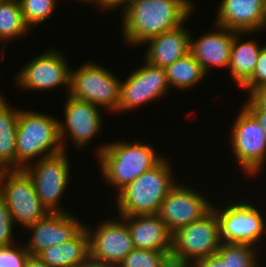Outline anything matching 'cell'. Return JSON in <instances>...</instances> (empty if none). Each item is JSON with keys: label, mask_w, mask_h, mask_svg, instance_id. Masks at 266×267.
Segmentation results:
<instances>
[{"label": "cell", "mask_w": 266, "mask_h": 267, "mask_svg": "<svg viewBox=\"0 0 266 267\" xmlns=\"http://www.w3.org/2000/svg\"><path fill=\"white\" fill-rule=\"evenodd\" d=\"M122 6V37L140 45L183 25L194 5L191 0H126Z\"/></svg>", "instance_id": "6da1fadb"}, {"label": "cell", "mask_w": 266, "mask_h": 267, "mask_svg": "<svg viewBox=\"0 0 266 267\" xmlns=\"http://www.w3.org/2000/svg\"><path fill=\"white\" fill-rule=\"evenodd\" d=\"M98 149L97 157L103 178L118 191L164 158L156 154L152 146L141 144L139 141L132 143L117 141Z\"/></svg>", "instance_id": "7a4b0ae2"}, {"label": "cell", "mask_w": 266, "mask_h": 267, "mask_svg": "<svg viewBox=\"0 0 266 267\" xmlns=\"http://www.w3.org/2000/svg\"><path fill=\"white\" fill-rule=\"evenodd\" d=\"M165 157L152 169L129 183L117 196L119 216L157 214L160 204L175 186Z\"/></svg>", "instance_id": "3957f363"}, {"label": "cell", "mask_w": 266, "mask_h": 267, "mask_svg": "<svg viewBox=\"0 0 266 267\" xmlns=\"http://www.w3.org/2000/svg\"><path fill=\"white\" fill-rule=\"evenodd\" d=\"M56 118L34 111L19 110L16 132V170L29 165L33 157L41 158L63 151Z\"/></svg>", "instance_id": "277c9868"}, {"label": "cell", "mask_w": 266, "mask_h": 267, "mask_svg": "<svg viewBox=\"0 0 266 267\" xmlns=\"http://www.w3.org/2000/svg\"><path fill=\"white\" fill-rule=\"evenodd\" d=\"M221 243L219 221L212 209L200 220L173 233L171 262L174 267H192L199 260L216 254Z\"/></svg>", "instance_id": "5b68a950"}, {"label": "cell", "mask_w": 266, "mask_h": 267, "mask_svg": "<svg viewBox=\"0 0 266 267\" xmlns=\"http://www.w3.org/2000/svg\"><path fill=\"white\" fill-rule=\"evenodd\" d=\"M120 85L121 81L110 71L88 62L76 71L70 70L68 95L116 112Z\"/></svg>", "instance_id": "8992f818"}, {"label": "cell", "mask_w": 266, "mask_h": 267, "mask_svg": "<svg viewBox=\"0 0 266 267\" xmlns=\"http://www.w3.org/2000/svg\"><path fill=\"white\" fill-rule=\"evenodd\" d=\"M0 196L11 211L13 222L17 221L25 228L49 213L38 198L32 179L23 169L0 171Z\"/></svg>", "instance_id": "52a82bcc"}, {"label": "cell", "mask_w": 266, "mask_h": 267, "mask_svg": "<svg viewBox=\"0 0 266 267\" xmlns=\"http://www.w3.org/2000/svg\"><path fill=\"white\" fill-rule=\"evenodd\" d=\"M65 151L38 159L23 170L32 179L35 192L49 213L64 212L58 208L60 198L67 189L70 164Z\"/></svg>", "instance_id": "ba28073f"}, {"label": "cell", "mask_w": 266, "mask_h": 267, "mask_svg": "<svg viewBox=\"0 0 266 267\" xmlns=\"http://www.w3.org/2000/svg\"><path fill=\"white\" fill-rule=\"evenodd\" d=\"M232 149L243 172L256 175L266 160V134L257 119L243 106L232 127Z\"/></svg>", "instance_id": "9c48e42d"}, {"label": "cell", "mask_w": 266, "mask_h": 267, "mask_svg": "<svg viewBox=\"0 0 266 267\" xmlns=\"http://www.w3.org/2000/svg\"><path fill=\"white\" fill-rule=\"evenodd\" d=\"M212 209L219 221L222 242L255 246L262 238V234L266 233L262 214L248 202L229 203L228 207L225 206L221 210L215 206Z\"/></svg>", "instance_id": "30bf717a"}, {"label": "cell", "mask_w": 266, "mask_h": 267, "mask_svg": "<svg viewBox=\"0 0 266 267\" xmlns=\"http://www.w3.org/2000/svg\"><path fill=\"white\" fill-rule=\"evenodd\" d=\"M89 236V260L106 266H118L135 248L130 231L124 220H106L92 232L86 226Z\"/></svg>", "instance_id": "8fae6325"}, {"label": "cell", "mask_w": 266, "mask_h": 267, "mask_svg": "<svg viewBox=\"0 0 266 267\" xmlns=\"http://www.w3.org/2000/svg\"><path fill=\"white\" fill-rule=\"evenodd\" d=\"M169 89L166 70L145 61L120 85L117 112L138 108L151 100L164 96Z\"/></svg>", "instance_id": "7c38bea8"}, {"label": "cell", "mask_w": 266, "mask_h": 267, "mask_svg": "<svg viewBox=\"0 0 266 267\" xmlns=\"http://www.w3.org/2000/svg\"><path fill=\"white\" fill-rule=\"evenodd\" d=\"M212 207L200 193L183 184H175L160 204L157 215L173 234L181 227L203 218Z\"/></svg>", "instance_id": "4fadbf2b"}, {"label": "cell", "mask_w": 266, "mask_h": 267, "mask_svg": "<svg viewBox=\"0 0 266 267\" xmlns=\"http://www.w3.org/2000/svg\"><path fill=\"white\" fill-rule=\"evenodd\" d=\"M61 54L53 49L33 58L18 72L16 84L26 90H47L66 85L68 94L71 68Z\"/></svg>", "instance_id": "5bb4252c"}, {"label": "cell", "mask_w": 266, "mask_h": 267, "mask_svg": "<svg viewBox=\"0 0 266 267\" xmlns=\"http://www.w3.org/2000/svg\"><path fill=\"white\" fill-rule=\"evenodd\" d=\"M64 109L66 122L59 121V135L63 151H66V143L63 141L67 133L77 148L87 146L91 138L97 136L96 134L100 132L103 125L99 108L92 103L68 95Z\"/></svg>", "instance_id": "9a60e30c"}, {"label": "cell", "mask_w": 266, "mask_h": 267, "mask_svg": "<svg viewBox=\"0 0 266 267\" xmlns=\"http://www.w3.org/2000/svg\"><path fill=\"white\" fill-rule=\"evenodd\" d=\"M85 225L68 212L48 213L28 227L33 235L26 243L30 255H38L44 249L73 239Z\"/></svg>", "instance_id": "2e32d148"}, {"label": "cell", "mask_w": 266, "mask_h": 267, "mask_svg": "<svg viewBox=\"0 0 266 267\" xmlns=\"http://www.w3.org/2000/svg\"><path fill=\"white\" fill-rule=\"evenodd\" d=\"M217 13L216 25L243 35L266 28L265 0H222Z\"/></svg>", "instance_id": "e0dca14e"}, {"label": "cell", "mask_w": 266, "mask_h": 267, "mask_svg": "<svg viewBox=\"0 0 266 267\" xmlns=\"http://www.w3.org/2000/svg\"><path fill=\"white\" fill-rule=\"evenodd\" d=\"M217 31L209 32L198 40L190 38V53L207 74L209 67H226L230 62L232 42L237 31L215 25ZM195 40V41H194Z\"/></svg>", "instance_id": "ac0fdd59"}, {"label": "cell", "mask_w": 266, "mask_h": 267, "mask_svg": "<svg viewBox=\"0 0 266 267\" xmlns=\"http://www.w3.org/2000/svg\"><path fill=\"white\" fill-rule=\"evenodd\" d=\"M130 231L135 248L172 251V236L157 214L120 216ZM128 221V222H127Z\"/></svg>", "instance_id": "d6986e66"}, {"label": "cell", "mask_w": 266, "mask_h": 267, "mask_svg": "<svg viewBox=\"0 0 266 267\" xmlns=\"http://www.w3.org/2000/svg\"><path fill=\"white\" fill-rule=\"evenodd\" d=\"M180 25L170 31L155 36L145 43L148 44L145 61L166 68L176 60L184 57L190 52L191 34Z\"/></svg>", "instance_id": "ffe728a7"}, {"label": "cell", "mask_w": 266, "mask_h": 267, "mask_svg": "<svg viewBox=\"0 0 266 267\" xmlns=\"http://www.w3.org/2000/svg\"><path fill=\"white\" fill-rule=\"evenodd\" d=\"M37 256L50 267H85L90 262L86 227L70 241L44 249Z\"/></svg>", "instance_id": "44dd1931"}, {"label": "cell", "mask_w": 266, "mask_h": 267, "mask_svg": "<svg viewBox=\"0 0 266 267\" xmlns=\"http://www.w3.org/2000/svg\"><path fill=\"white\" fill-rule=\"evenodd\" d=\"M239 34L240 32L234 36L232 42L228 69L237 86L242 88L253 75L262 47L258 45L256 40L239 43Z\"/></svg>", "instance_id": "7402d4cb"}, {"label": "cell", "mask_w": 266, "mask_h": 267, "mask_svg": "<svg viewBox=\"0 0 266 267\" xmlns=\"http://www.w3.org/2000/svg\"><path fill=\"white\" fill-rule=\"evenodd\" d=\"M19 110L0 97V171L16 170V132Z\"/></svg>", "instance_id": "603a6c76"}, {"label": "cell", "mask_w": 266, "mask_h": 267, "mask_svg": "<svg viewBox=\"0 0 266 267\" xmlns=\"http://www.w3.org/2000/svg\"><path fill=\"white\" fill-rule=\"evenodd\" d=\"M165 70L169 86L173 85L179 90L193 87L207 75L190 52L167 66Z\"/></svg>", "instance_id": "cb8c5ba5"}, {"label": "cell", "mask_w": 266, "mask_h": 267, "mask_svg": "<svg viewBox=\"0 0 266 267\" xmlns=\"http://www.w3.org/2000/svg\"><path fill=\"white\" fill-rule=\"evenodd\" d=\"M26 24L18 0H0V42L27 34Z\"/></svg>", "instance_id": "d4e9b609"}, {"label": "cell", "mask_w": 266, "mask_h": 267, "mask_svg": "<svg viewBox=\"0 0 266 267\" xmlns=\"http://www.w3.org/2000/svg\"><path fill=\"white\" fill-rule=\"evenodd\" d=\"M255 248L248 244L222 242L216 254L227 267H257Z\"/></svg>", "instance_id": "484cf974"}, {"label": "cell", "mask_w": 266, "mask_h": 267, "mask_svg": "<svg viewBox=\"0 0 266 267\" xmlns=\"http://www.w3.org/2000/svg\"><path fill=\"white\" fill-rule=\"evenodd\" d=\"M171 252L134 248L118 267H174Z\"/></svg>", "instance_id": "4316f807"}, {"label": "cell", "mask_w": 266, "mask_h": 267, "mask_svg": "<svg viewBox=\"0 0 266 267\" xmlns=\"http://www.w3.org/2000/svg\"><path fill=\"white\" fill-rule=\"evenodd\" d=\"M24 20L29 28L37 25L54 12L56 0H18Z\"/></svg>", "instance_id": "83f0119b"}, {"label": "cell", "mask_w": 266, "mask_h": 267, "mask_svg": "<svg viewBox=\"0 0 266 267\" xmlns=\"http://www.w3.org/2000/svg\"><path fill=\"white\" fill-rule=\"evenodd\" d=\"M29 255L26 244L19 248L13 244L0 246V267H25Z\"/></svg>", "instance_id": "f1b7e54d"}, {"label": "cell", "mask_w": 266, "mask_h": 267, "mask_svg": "<svg viewBox=\"0 0 266 267\" xmlns=\"http://www.w3.org/2000/svg\"><path fill=\"white\" fill-rule=\"evenodd\" d=\"M13 225L15 224L11 211L4 199L0 196V246L13 244Z\"/></svg>", "instance_id": "f546056e"}, {"label": "cell", "mask_w": 266, "mask_h": 267, "mask_svg": "<svg viewBox=\"0 0 266 267\" xmlns=\"http://www.w3.org/2000/svg\"><path fill=\"white\" fill-rule=\"evenodd\" d=\"M263 86H266V45L260 50L253 75L241 89H246L250 93Z\"/></svg>", "instance_id": "4dcf8cb0"}, {"label": "cell", "mask_w": 266, "mask_h": 267, "mask_svg": "<svg viewBox=\"0 0 266 267\" xmlns=\"http://www.w3.org/2000/svg\"><path fill=\"white\" fill-rule=\"evenodd\" d=\"M249 99L261 110L266 111V86L251 91Z\"/></svg>", "instance_id": "1f68e13d"}, {"label": "cell", "mask_w": 266, "mask_h": 267, "mask_svg": "<svg viewBox=\"0 0 266 267\" xmlns=\"http://www.w3.org/2000/svg\"><path fill=\"white\" fill-rule=\"evenodd\" d=\"M247 101L244 107L257 119L266 134V111L259 109L250 99Z\"/></svg>", "instance_id": "d6a6232c"}, {"label": "cell", "mask_w": 266, "mask_h": 267, "mask_svg": "<svg viewBox=\"0 0 266 267\" xmlns=\"http://www.w3.org/2000/svg\"><path fill=\"white\" fill-rule=\"evenodd\" d=\"M192 267H227V265L222 261V259L217 254H213L199 260Z\"/></svg>", "instance_id": "836d02e7"}, {"label": "cell", "mask_w": 266, "mask_h": 267, "mask_svg": "<svg viewBox=\"0 0 266 267\" xmlns=\"http://www.w3.org/2000/svg\"><path fill=\"white\" fill-rule=\"evenodd\" d=\"M126 0H97V5L102 7L101 9H113L117 6H121Z\"/></svg>", "instance_id": "e575fe53"}, {"label": "cell", "mask_w": 266, "mask_h": 267, "mask_svg": "<svg viewBox=\"0 0 266 267\" xmlns=\"http://www.w3.org/2000/svg\"><path fill=\"white\" fill-rule=\"evenodd\" d=\"M25 267H50L43 262L37 255H29Z\"/></svg>", "instance_id": "d590c367"}, {"label": "cell", "mask_w": 266, "mask_h": 267, "mask_svg": "<svg viewBox=\"0 0 266 267\" xmlns=\"http://www.w3.org/2000/svg\"><path fill=\"white\" fill-rule=\"evenodd\" d=\"M85 267H118V266H106V265H99V264L89 262Z\"/></svg>", "instance_id": "8d00e7d4"}, {"label": "cell", "mask_w": 266, "mask_h": 267, "mask_svg": "<svg viewBox=\"0 0 266 267\" xmlns=\"http://www.w3.org/2000/svg\"><path fill=\"white\" fill-rule=\"evenodd\" d=\"M81 1L87 2L89 4H91V3L93 4L94 3V5H97V0H81Z\"/></svg>", "instance_id": "74e56055"}, {"label": "cell", "mask_w": 266, "mask_h": 267, "mask_svg": "<svg viewBox=\"0 0 266 267\" xmlns=\"http://www.w3.org/2000/svg\"><path fill=\"white\" fill-rule=\"evenodd\" d=\"M265 19H266V0H265Z\"/></svg>", "instance_id": "f35d334b"}]
</instances>
